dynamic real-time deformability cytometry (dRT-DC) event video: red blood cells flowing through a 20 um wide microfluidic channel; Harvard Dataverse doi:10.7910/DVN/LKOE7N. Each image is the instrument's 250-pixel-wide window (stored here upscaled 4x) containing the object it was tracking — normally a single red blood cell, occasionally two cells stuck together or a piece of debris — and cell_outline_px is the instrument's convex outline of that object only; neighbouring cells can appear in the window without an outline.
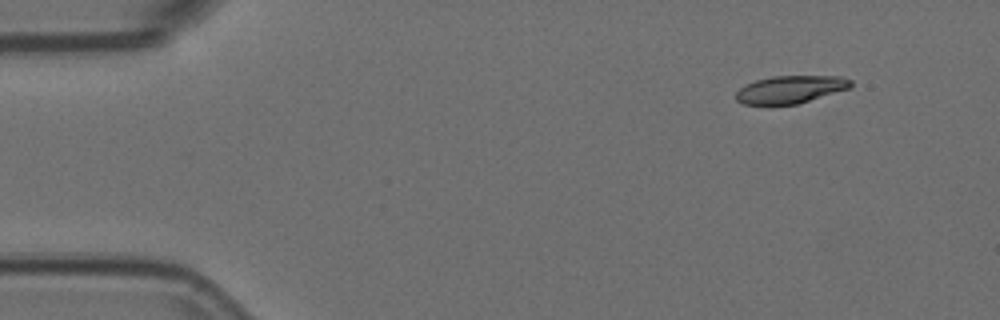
{"species": "Egyptian fruit bat (a non-hibernating species)", "species_latin": "Rousettus aegyptiacus", "temperature_condition": "room temperature", "stored_images_in_passage": 4, "camera_frame_rate_fps": 3000, "um_per_image_px": 0.085, "animal": {"sex": "female"}, "frame": {"image": 1, "passage_image": 1, "time_ms": 0.0, "image_size_px": [1000, 320], "cell_outline_px": [[852, 88], [796, 104], [744, 104], [736, 100], [736, 92], [740, 88], [756, 80], [772, 76], [840, 76], [852, 80]], "centroid_in_image_um": [67.23, 7.59], "position_along_channel_um": 17.8, "area_um2": 18.38}}